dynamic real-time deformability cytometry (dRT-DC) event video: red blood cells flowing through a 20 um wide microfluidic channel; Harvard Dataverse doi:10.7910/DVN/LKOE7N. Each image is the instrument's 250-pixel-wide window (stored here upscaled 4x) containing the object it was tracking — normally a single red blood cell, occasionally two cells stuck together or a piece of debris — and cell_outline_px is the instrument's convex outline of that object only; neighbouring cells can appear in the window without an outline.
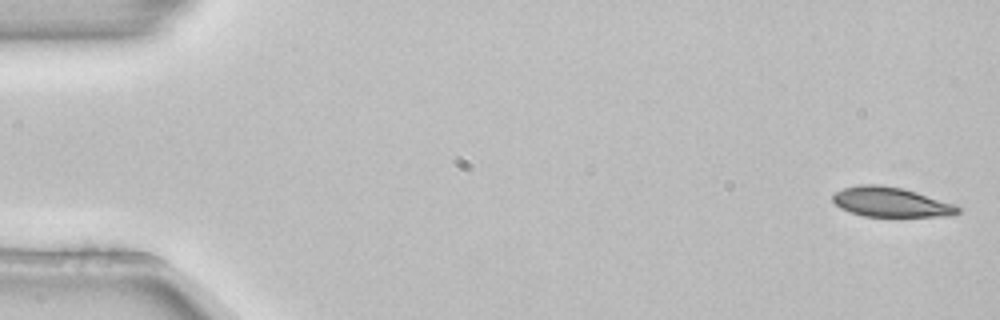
{"species": "common noctule bat (a hibernating species)", "species_latin": "Nyctalus noctula", "temperature_condition": "room temperature", "stored_images_in_passage": 4, "camera_frame_rate_fps": 3000, "um_per_image_px": 0.085, "animal": {"sex": "female", "body_mass_g": 22.7, "forearm_length_mm": 54.2}, "frame": {"image": 1, "passage_image": 1, "time_ms": 0.0, "image_size_px": [1000, 320], "cell_outline_px": [[960, 212], [952, 216], [864, 216], [840, 208], [832, 200], [832, 196], [836, 192], [844, 188], [860, 184], [880, 184], [904, 188], [956, 204], [960, 208]], "centroid_in_image_um": [75.76, 17.17], "position_along_channel_um": 9.2, "area_um2": 21.73}}
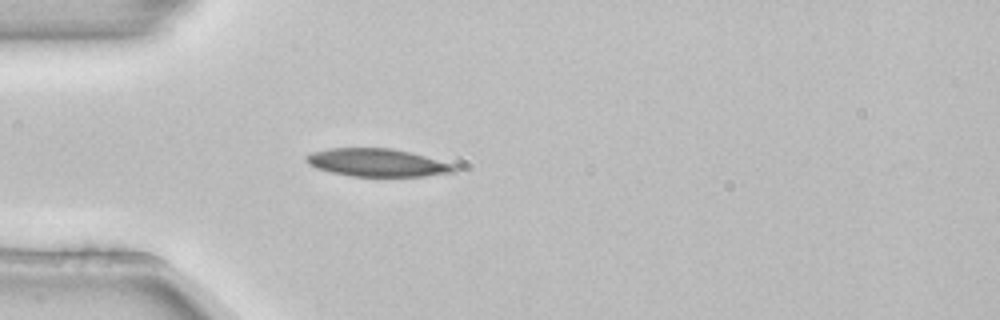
{"frame": {"image": 2, "passage_image": 4, "time_ms": 1.0, "image_size_px": [1000, 320], "cell_outline_px": [[460, 168], [456, 172], [424, 176], [352, 176], [332, 172], [316, 168], [308, 164], [304, 160], [304, 156], [312, 152], [328, 148], [392, 148], [456, 164]], "centroid_in_image_um": [32.08, 13.82], "position_along_channel_um": 52.9, "area_um2": 24.16}}